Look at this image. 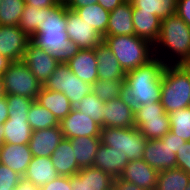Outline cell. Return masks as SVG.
Wrapping results in <instances>:
<instances>
[{"mask_svg":"<svg viewBox=\"0 0 190 190\" xmlns=\"http://www.w3.org/2000/svg\"><path fill=\"white\" fill-rule=\"evenodd\" d=\"M56 172L60 176H72L80 171L69 139H62L50 156Z\"/></svg>","mask_w":190,"mask_h":190,"instance_id":"cb8c5ba5","label":"cell"},{"mask_svg":"<svg viewBox=\"0 0 190 190\" xmlns=\"http://www.w3.org/2000/svg\"><path fill=\"white\" fill-rule=\"evenodd\" d=\"M142 159L158 172L177 168L176 154L160 139L147 140Z\"/></svg>","mask_w":190,"mask_h":190,"instance_id":"2e32d148","label":"cell"},{"mask_svg":"<svg viewBox=\"0 0 190 190\" xmlns=\"http://www.w3.org/2000/svg\"><path fill=\"white\" fill-rule=\"evenodd\" d=\"M66 64L85 83L92 85L98 80V63L94 49H80Z\"/></svg>","mask_w":190,"mask_h":190,"instance_id":"ffe728a7","label":"cell"},{"mask_svg":"<svg viewBox=\"0 0 190 190\" xmlns=\"http://www.w3.org/2000/svg\"><path fill=\"white\" fill-rule=\"evenodd\" d=\"M31 159L32 154L28 144L14 145L4 143L0 147V163L17 172L22 177Z\"/></svg>","mask_w":190,"mask_h":190,"instance_id":"44dd1931","label":"cell"},{"mask_svg":"<svg viewBox=\"0 0 190 190\" xmlns=\"http://www.w3.org/2000/svg\"><path fill=\"white\" fill-rule=\"evenodd\" d=\"M8 112L7 100L4 95L0 98V125H3V123L9 118Z\"/></svg>","mask_w":190,"mask_h":190,"instance_id":"681fc988","label":"cell"},{"mask_svg":"<svg viewBox=\"0 0 190 190\" xmlns=\"http://www.w3.org/2000/svg\"><path fill=\"white\" fill-rule=\"evenodd\" d=\"M50 91L62 92L76 107L80 100L92 92V85L79 79L67 64L60 63L43 85Z\"/></svg>","mask_w":190,"mask_h":190,"instance_id":"9c48e42d","label":"cell"},{"mask_svg":"<svg viewBox=\"0 0 190 190\" xmlns=\"http://www.w3.org/2000/svg\"><path fill=\"white\" fill-rule=\"evenodd\" d=\"M62 139L60 126L32 131L28 143L32 157H50Z\"/></svg>","mask_w":190,"mask_h":190,"instance_id":"e0dca14e","label":"cell"},{"mask_svg":"<svg viewBox=\"0 0 190 190\" xmlns=\"http://www.w3.org/2000/svg\"><path fill=\"white\" fill-rule=\"evenodd\" d=\"M105 102L100 100L94 93H89L83 97L77 104L75 109L79 112L86 114L93 121L98 123L101 128L104 127V107Z\"/></svg>","mask_w":190,"mask_h":190,"instance_id":"836d02e7","label":"cell"},{"mask_svg":"<svg viewBox=\"0 0 190 190\" xmlns=\"http://www.w3.org/2000/svg\"><path fill=\"white\" fill-rule=\"evenodd\" d=\"M4 144V129L3 125H0V147Z\"/></svg>","mask_w":190,"mask_h":190,"instance_id":"f5cc1de1","label":"cell"},{"mask_svg":"<svg viewBox=\"0 0 190 190\" xmlns=\"http://www.w3.org/2000/svg\"><path fill=\"white\" fill-rule=\"evenodd\" d=\"M74 149L76 162L80 168L92 167L101 143L100 137L82 136L69 139Z\"/></svg>","mask_w":190,"mask_h":190,"instance_id":"83f0119b","label":"cell"},{"mask_svg":"<svg viewBox=\"0 0 190 190\" xmlns=\"http://www.w3.org/2000/svg\"><path fill=\"white\" fill-rule=\"evenodd\" d=\"M104 127L132 128L134 126L135 109L129 100L122 95L105 102L103 107Z\"/></svg>","mask_w":190,"mask_h":190,"instance_id":"5bb4252c","label":"cell"},{"mask_svg":"<svg viewBox=\"0 0 190 190\" xmlns=\"http://www.w3.org/2000/svg\"><path fill=\"white\" fill-rule=\"evenodd\" d=\"M59 126L66 139L82 136L100 137L101 133V126L98 123L75 108L59 122Z\"/></svg>","mask_w":190,"mask_h":190,"instance_id":"7c38bea8","label":"cell"},{"mask_svg":"<svg viewBox=\"0 0 190 190\" xmlns=\"http://www.w3.org/2000/svg\"><path fill=\"white\" fill-rule=\"evenodd\" d=\"M22 61L42 85L45 84L59 65L48 52L38 48L31 41L27 45Z\"/></svg>","mask_w":190,"mask_h":190,"instance_id":"4fadbf2b","label":"cell"},{"mask_svg":"<svg viewBox=\"0 0 190 190\" xmlns=\"http://www.w3.org/2000/svg\"><path fill=\"white\" fill-rule=\"evenodd\" d=\"M9 118H28V111L34 99L19 95H5Z\"/></svg>","mask_w":190,"mask_h":190,"instance_id":"74e56055","label":"cell"},{"mask_svg":"<svg viewBox=\"0 0 190 190\" xmlns=\"http://www.w3.org/2000/svg\"><path fill=\"white\" fill-rule=\"evenodd\" d=\"M176 14L190 27V0H177Z\"/></svg>","mask_w":190,"mask_h":190,"instance_id":"ee69618b","label":"cell"},{"mask_svg":"<svg viewBox=\"0 0 190 190\" xmlns=\"http://www.w3.org/2000/svg\"><path fill=\"white\" fill-rule=\"evenodd\" d=\"M114 179L106 172L95 167L81 168L70 176L72 190H112Z\"/></svg>","mask_w":190,"mask_h":190,"instance_id":"9a60e30c","label":"cell"},{"mask_svg":"<svg viewBox=\"0 0 190 190\" xmlns=\"http://www.w3.org/2000/svg\"><path fill=\"white\" fill-rule=\"evenodd\" d=\"M103 42L125 72L138 68L155 57L154 45L136 35L104 36Z\"/></svg>","mask_w":190,"mask_h":190,"instance_id":"5b68a950","label":"cell"},{"mask_svg":"<svg viewBox=\"0 0 190 190\" xmlns=\"http://www.w3.org/2000/svg\"><path fill=\"white\" fill-rule=\"evenodd\" d=\"M35 101L50 110L59 122L74 108L69 99L62 92L50 91L43 87Z\"/></svg>","mask_w":190,"mask_h":190,"instance_id":"4316f807","label":"cell"},{"mask_svg":"<svg viewBox=\"0 0 190 190\" xmlns=\"http://www.w3.org/2000/svg\"><path fill=\"white\" fill-rule=\"evenodd\" d=\"M189 182L190 175L182 169H167L158 173L156 190H185Z\"/></svg>","mask_w":190,"mask_h":190,"instance_id":"4dcf8cb0","label":"cell"},{"mask_svg":"<svg viewBox=\"0 0 190 190\" xmlns=\"http://www.w3.org/2000/svg\"><path fill=\"white\" fill-rule=\"evenodd\" d=\"M158 171L144 159L129 161L120 178L145 190H156Z\"/></svg>","mask_w":190,"mask_h":190,"instance_id":"ac0fdd59","label":"cell"},{"mask_svg":"<svg viewBox=\"0 0 190 190\" xmlns=\"http://www.w3.org/2000/svg\"><path fill=\"white\" fill-rule=\"evenodd\" d=\"M40 190H72L69 176H58L53 181L47 182Z\"/></svg>","mask_w":190,"mask_h":190,"instance_id":"b9f144b4","label":"cell"},{"mask_svg":"<svg viewBox=\"0 0 190 190\" xmlns=\"http://www.w3.org/2000/svg\"><path fill=\"white\" fill-rule=\"evenodd\" d=\"M67 5L40 8L39 25L31 42L48 52L59 64H66L80 48L68 38L66 32Z\"/></svg>","mask_w":190,"mask_h":190,"instance_id":"6da1fadb","label":"cell"},{"mask_svg":"<svg viewBox=\"0 0 190 190\" xmlns=\"http://www.w3.org/2000/svg\"><path fill=\"white\" fill-rule=\"evenodd\" d=\"M28 123L32 131L59 126V121L53 113L41 106L35 100L31 104L28 111Z\"/></svg>","mask_w":190,"mask_h":190,"instance_id":"d6a6232c","label":"cell"},{"mask_svg":"<svg viewBox=\"0 0 190 190\" xmlns=\"http://www.w3.org/2000/svg\"><path fill=\"white\" fill-rule=\"evenodd\" d=\"M101 143L110 146L125 155L128 161L142 159L147 139L136 127H103L100 133Z\"/></svg>","mask_w":190,"mask_h":190,"instance_id":"8992f818","label":"cell"},{"mask_svg":"<svg viewBox=\"0 0 190 190\" xmlns=\"http://www.w3.org/2000/svg\"><path fill=\"white\" fill-rule=\"evenodd\" d=\"M21 178L17 172L0 163V190H15Z\"/></svg>","mask_w":190,"mask_h":190,"instance_id":"ab89813d","label":"cell"},{"mask_svg":"<svg viewBox=\"0 0 190 190\" xmlns=\"http://www.w3.org/2000/svg\"><path fill=\"white\" fill-rule=\"evenodd\" d=\"M10 60L0 54V75H2L10 64Z\"/></svg>","mask_w":190,"mask_h":190,"instance_id":"816d5d0a","label":"cell"},{"mask_svg":"<svg viewBox=\"0 0 190 190\" xmlns=\"http://www.w3.org/2000/svg\"><path fill=\"white\" fill-rule=\"evenodd\" d=\"M154 55L166 65L190 64V27L177 14L161 20Z\"/></svg>","mask_w":190,"mask_h":190,"instance_id":"3957f363","label":"cell"},{"mask_svg":"<svg viewBox=\"0 0 190 190\" xmlns=\"http://www.w3.org/2000/svg\"><path fill=\"white\" fill-rule=\"evenodd\" d=\"M97 2L98 0H70L66 5L69 9L75 10L76 8L93 5Z\"/></svg>","mask_w":190,"mask_h":190,"instance_id":"7dc6e473","label":"cell"},{"mask_svg":"<svg viewBox=\"0 0 190 190\" xmlns=\"http://www.w3.org/2000/svg\"><path fill=\"white\" fill-rule=\"evenodd\" d=\"M30 41L19 26L0 25V54L11 62L22 60Z\"/></svg>","mask_w":190,"mask_h":190,"instance_id":"8fae6325","label":"cell"},{"mask_svg":"<svg viewBox=\"0 0 190 190\" xmlns=\"http://www.w3.org/2000/svg\"><path fill=\"white\" fill-rule=\"evenodd\" d=\"M4 143L14 145L28 144L31 139L32 129L28 118H8L3 123Z\"/></svg>","mask_w":190,"mask_h":190,"instance_id":"f1b7e54d","label":"cell"},{"mask_svg":"<svg viewBox=\"0 0 190 190\" xmlns=\"http://www.w3.org/2000/svg\"><path fill=\"white\" fill-rule=\"evenodd\" d=\"M58 176L50 157H32L23 178L41 188Z\"/></svg>","mask_w":190,"mask_h":190,"instance_id":"484cf974","label":"cell"},{"mask_svg":"<svg viewBox=\"0 0 190 190\" xmlns=\"http://www.w3.org/2000/svg\"><path fill=\"white\" fill-rule=\"evenodd\" d=\"M1 76L4 95H19L36 100L43 87L22 60L10 62Z\"/></svg>","mask_w":190,"mask_h":190,"instance_id":"52a82bcc","label":"cell"},{"mask_svg":"<svg viewBox=\"0 0 190 190\" xmlns=\"http://www.w3.org/2000/svg\"><path fill=\"white\" fill-rule=\"evenodd\" d=\"M76 13L103 37L106 36L110 12L98 3L75 9Z\"/></svg>","mask_w":190,"mask_h":190,"instance_id":"f546056e","label":"cell"},{"mask_svg":"<svg viewBox=\"0 0 190 190\" xmlns=\"http://www.w3.org/2000/svg\"><path fill=\"white\" fill-rule=\"evenodd\" d=\"M132 13L130 1H125L110 12L106 36L135 35Z\"/></svg>","mask_w":190,"mask_h":190,"instance_id":"603a6c76","label":"cell"},{"mask_svg":"<svg viewBox=\"0 0 190 190\" xmlns=\"http://www.w3.org/2000/svg\"><path fill=\"white\" fill-rule=\"evenodd\" d=\"M168 115L170 132L185 141H190V107L175 110Z\"/></svg>","mask_w":190,"mask_h":190,"instance_id":"8d00e7d4","label":"cell"},{"mask_svg":"<svg viewBox=\"0 0 190 190\" xmlns=\"http://www.w3.org/2000/svg\"><path fill=\"white\" fill-rule=\"evenodd\" d=\"M132 17L135 35L154 45L159 37L161 19L151 12L141 11L134 6Z\"/></svg>","mask_w":190,"mask_h":190,"instance_id":"d4e9b609","label":"cell"},{"mask_svg":"<svg viewBox=\"0 0 190 190\" xmlns=\"http://www.w3.org/2000/svg\"><path fill=\"white\" fill-rule=\"evenodd\" d=\"M185 190H190V182Z\"/></svg>","mask_w":190,"mask_h":190,"instance_id":"9f6ffc18","label":"cell"},{"mask_svg":"<svg viewBox=\"0 0 190 190\" xmlns=\"http://www.w3.org/2000/svg\"><path fill=\"white\" fill-rule=\"evenodd\" d=\"M165 66L166 64L155 56L146 64L126 72L124 95L134 109L160 101Z\"/></svg>","mask_w":190,"mask_h":190,"instance_id":"7a4b0ae2","label":"cell"},{"mask_svg":"<svg viewBox=\"0 0 190 190\" xmlns=\"http://www.w3.org/2000/svg\"><path fill=\"white\" fill-rule=\"evenodd\" d=\"M134 126L147 140L160 139L170 131L169 115L160 101L135 109Z\"/></svg>","mask_w":190,"mask_h":190,"instance_id":"ba28073f","label":"cell"},{"mask_svg":"<svg viewBox=\"0 0 190 190\" xmlns=\"http://www.w3.org/2000/svg\"><path fill=\"white\" fill-rule=\"evenodd\" d=\"M160 102L167 114L190 107V64L165 66Z\"/></svg>","mask_w":190,"mask_h":190,"instance_id":"277c9868","label":"cell"},{"mask_svg":"<svg viewBox=\"0 0 190 190\" xmlns=\"http://www.w3.org/2000/svg\"><path fill=\"white\" fill-rule=\"evenodd\" d=\"M132 5L141 11L151 12L163 20L176 14L177 0H132Z\"/></svg>","mask_w":190,"mask_h":190,"instance_id":"1f68e13d","label":"cell"},{"mask_svg":"<svg viewBox=\"0 0 190 190\" xmlns=\"http://www.w3.org/2000/svg\"><path fill=\"white\" fill-rule=\"evenodd\" d=\"M59 3H65L67 4L70 0H57Z\"/></svg>","mask_w":190,"mask_h":190,"instance_id":"11a10c76","label":"cell"},{"mask_svg":"<svg viewBox=\"0 0 190 190\" xmlns=\"http://www.w3.org/2000/svg\"><path fill=\"white\" fill-rule=\"evenodd\" d=\"M125 0H98V4L101 5L108 12H112L119 5L124 3Z\"/></svg>","mask_w":190,"mask_h":190,"instance_id":"c3c4849f","label":"cell"},{"mask_svg":"<svg viewBox=\"0 0 190 190\" xmlns=\"http://www.w3.org/2000/svg\"><path fill=\"white\" fill-rule=\"evenodd\" d=\"M113 189L114 190H145L143 188L138 187L137 185L127 182L123 179L116 178L113 182Z\"/></svg>","mask_w":190,"mask_h":190,"instance_id":"f6af8a7d","label":"cell"},{"mask_svg":"<svg viewBox=\"0 0 190 190\" xmlns=\"http://www.w3.org/2000/svg\"><path fill=\"white\" fill-rule=\"evenodd\" d=\"M25 4L24 0H2L0 3V25L18 26Z\"/></svg>","mask_w":190,"mask_h":190,"instance_id":"e575fe53","label":"cell"},{"mask_svg":"<svg viewBox=\"0 0 190 190\" xmlns=\"http://www.w3.org/2000/svg\"><path fill=\"white\" fill-rule=\"evenodd\" d=\"M26 5L37 7V8H47L56 6L59 2L57 0H24Z\"/></svg>","mask_w":190,"mask_h":190,"instance_id":"bcb514c9","label":"cell"},{"mask_svg":"<svg viewBox=\"0 0 190 190\" xmlns=\"http://www.w3.org/2000/svg\"><path fill=\"white\" fill-rule=\"evenodd\" d=\"M68 38L73 41L80 49H94L103 42V36L99 34L87 22L67 7L66 16Z\"/></svg>","mask_w":190,"mask_h":190,"instance_id":"30bf717a","label":"cell"},{"mask_svg":"<svg viewBox=\"0 0 190 190\" xmlns=\"http://www.w3.org/2000/svg\"><path fill=\"white\" fill-rule=\"evenodd\" d=\"M15 190H40V188L22 177Z\"/></svg>","mask_w":190,"mask_h":190,"instance_id":"f907efd6","label":"cell"},{"mask_svg":"<svg viewBox=\"0 0 190 190\" xmlns=\"http://www.w3.org/2000/svg\"><path fill=\"white\" fill-rule=\"evenodd\" d=\"M129 163L127 155L100 143L95 155L93 167L101 169L113 179L119 178Z\"/></svg>","mask_w":190,"mask_h":190,"instance_id":"d6986e66","label":"cell"},{"mask_svg":"<svg viewBox=\"0 0 190 190\" xmlns=\"http://www.w3.org/2000/svg\"><path fill=\"white\" fill-rule=\"evenodd\" d=\"M40 8H35L25 4L23 13L18 24L19 28L24 31L30 38L37 32L39 25Z\"/></svg>","mask_w":190,"mask_h":190,"instance_id":"f35d334b","label":"cell"},{"mask_svg":"<svg viewBox=\"0 0 190 190\" xmlns=\"http://www.w3.org/2000/svg\"><path fill=\"white\" fill-rule=\"evenodd\" d=\"M94 50L98 63V79L125 81L126 72L105 43L97 45Z\"/></svg>","mask_w":190,"mask_h":190,"instance_id":"7402d4cb","label":"cell"},{"mask_svg":"<svg viewBox=\"0 0 190 190\" xmlns=\"http://www.w3.org/2000/svg\"><path fill=\"white\" fill-rule=\"evenodd\" d=\"M177 168L190 175V141H186L176 153Z\"/></svg>","mask_w":190,"mask_h":190,"instance_id":"60d3db41","label":"cell"},{"mask_svg":"<svg viewBox=\"0 0 190 190\" xmlns=\"http://www.w3.org/2000/svg\"><path fill=\"white\" fill-rule=\"evenodd\" d=\"M125 81L98 79L92 84V93L100 100L107 102L124 95Z\"/></svg>","mask_w":190,"mask_h":190,"instance_id":"d590c367","label":"cell"},{"mask_svg":"<svg viewBox=\"0 0 190 190\" xmlns=\"http://www.w3.org/2000/svg\"><path fill=\"white\" fill-rule=\"evenodd\" d=\"M160 140L163 143H167L175 154L186 142L185 140L181 139V137L174 135L170 131L165 136L161 137Z\"/></svg>","mask_w":190,"mask_h":190,"instance_id":"7bdbcfd3","label":"cell"},{"mask_svg":"<svg viewBox=\"0 0 190 190\" xmlns=\"http://www.w3.org/2000/svg\"><path fill=\"white\" fill-rule=\"evenodd\" d=\"M3 96L4 92H3L2 76L0 75V98Z\"/></svg>","mask_w":190,"mask_h":190,"instance_id":"db71d44e","label":"cell"}]
</instances>
